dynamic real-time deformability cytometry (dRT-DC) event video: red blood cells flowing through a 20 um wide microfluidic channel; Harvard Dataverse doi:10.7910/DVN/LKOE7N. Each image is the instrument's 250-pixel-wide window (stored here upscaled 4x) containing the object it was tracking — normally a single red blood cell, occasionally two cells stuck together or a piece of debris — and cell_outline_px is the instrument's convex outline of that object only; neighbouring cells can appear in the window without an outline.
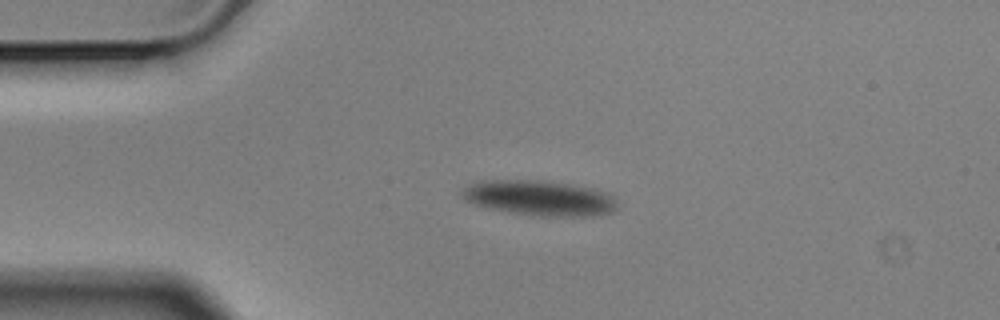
{"species": "Egyptian fruit bat (a non-hibernating species)", "species_latin": "Rousettus aegyptiacus", "temperature_condition": "cold", "stored_images_in_passage": 5, "camera_frame_rate_fps": 3000, "um_per_image_px": 0.085, "animal": {"sex": "male"}, "frame": {"image": 1, "passage_image": 3, "time_ms": 0.667, "image_size_px": [1000, 320], "cell_outline_px": [[616, 208], [612, 212], [592, 216], [540, 216], [512, 212], [492, 208], [476, 204], [464, 200], [464, 188], [468, 184], [480, 180], [544, 180], [592, 188], [608, 192], [616, 200]], "centroid_in_image_um": [45.9, 16.82], "position_along_channel_um": 39.1, "area_um2": 31.62}}
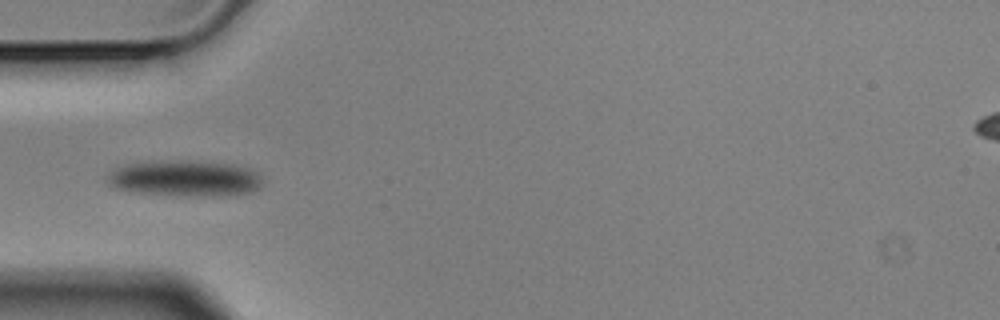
{"frame": {"image": 2, "passage_image": 4, "time_ms": 1.0, "image_size_px": [1000, 320], "cell_outline_px": [[264, 184], [260, 188], [236, 196], [204, 196], [140, 192], [116, 188], [108, 184], [108, 176], [116, 168], [128, 164], [160, 160], [188, 160], [236, 164], [248, 168], [256, 172], [260, 176]], "centroid_in_image_um": [15.82, 15.15], "position_along_channel_um": 69.2, "area_um2": 32.6}}
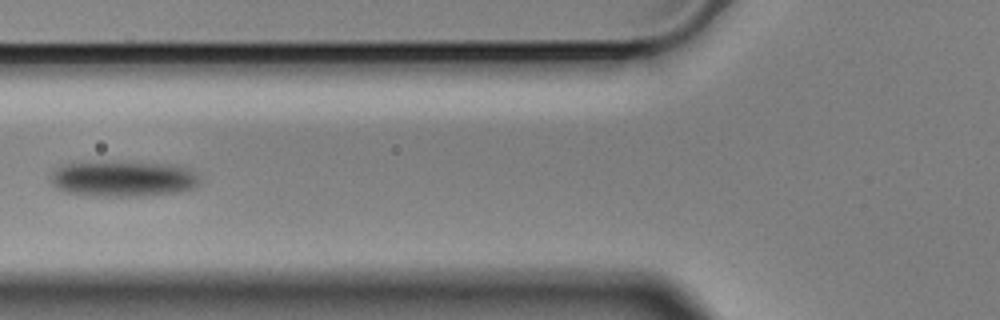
{"frame": {"image": 3, "passage_image": 5, "time_ms": 1.333, "image_size_px": [1000, 320], "cell_outline_px": [[204, 180], [200, 184], [192, 188], [180, 192], [140, 196], [88, 196], [64, 192], [56, 188], [48, 180], [48, 176], [56, 168], [64, 164], [104, 160], [176, 164], [188, 168], [200, 176]], "centroid_in_image_um": [10.45, 15.17], "position_along_channel_um": 115.3, "area_um2": 32.37}}